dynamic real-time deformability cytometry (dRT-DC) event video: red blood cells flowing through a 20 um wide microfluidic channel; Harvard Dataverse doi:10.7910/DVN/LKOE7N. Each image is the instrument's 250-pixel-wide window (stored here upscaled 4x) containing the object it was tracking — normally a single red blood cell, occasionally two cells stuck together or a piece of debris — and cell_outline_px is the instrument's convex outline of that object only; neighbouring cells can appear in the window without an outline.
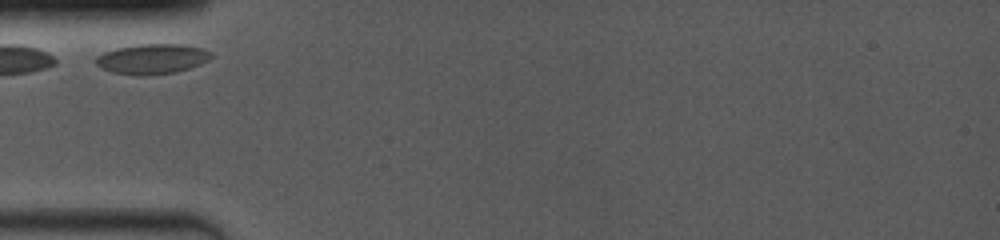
{"species": "common noctule bat (a hibernating species)", "species_latin": "Nyctalus noctula", "temperature_condition": "room temperature", "stored_images_in_passage": 12, "camera_frame_rate_fps": 4000, "um_per_image_px": 0.085, "animal": {"sex": "female", "body_mass_g": 19.0, "forearm_length_mm": 53.3}, "frame": {"image": 1, "passage_image": 1, "time_ms": 0.0, "image_size_px": [1000, 240], "cell_outline_px": [[212, 56], [208, 60], [200, 64], [176, 72], [144, 76], [136, 76], [112, 72], [100, 68], [96, 64], [96, 56], [104, 52], [116, 48], [136, 44], [184, 44], [200, 48], [212, 52]], "centroid_in_image_um": [12.9, 5.01], "position_along_channel_um": 72.1, "area_um2": 20.35}}